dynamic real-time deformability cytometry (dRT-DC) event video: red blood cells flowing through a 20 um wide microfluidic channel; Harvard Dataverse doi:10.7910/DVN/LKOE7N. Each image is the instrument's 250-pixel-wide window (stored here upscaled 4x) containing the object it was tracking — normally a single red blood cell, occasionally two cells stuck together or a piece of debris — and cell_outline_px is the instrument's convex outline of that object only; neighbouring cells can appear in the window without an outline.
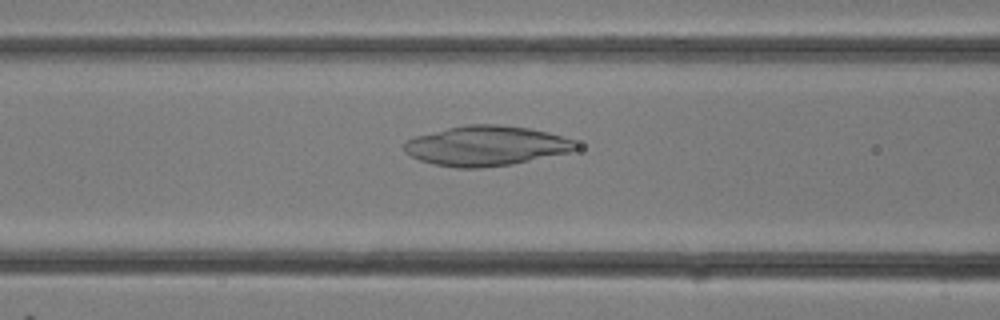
{"species": "common noctule bat (a hibernating species)", "species_latin": "Nyctalus noctula", "temperature_condition": "room temperature", "stored_images_in_passage": 16, "camera_frame_rate_fps": 3000, "um_per_image_px": 0.085, "animal": {"sex": "female"}, "frame": {"image": 1, "passage_image": 6, "time_ms": 1.667, "image_size_px": [1000, 320], "cell_outline_px": [[580, 148], [572, 152], [512, 164], [480, 168], [456, 168], [436, 164], [420, 160], [404, 152], [404, 144], [408, 140], [416, 136], [464, 124], [500, 124], [528, 128], [548, 132], [572, 140]], "centroid_in_image_um": [41.35, 12.39], "position_along_channel_um": 125.3, "area_um2": 39.82}}
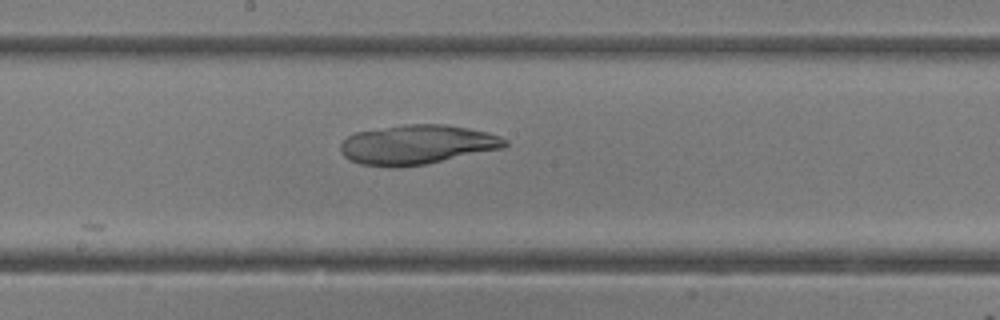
{"frame": {"image": 2, "passage_image": 10, "time_ms": 3.0, "image_size_px": [1000, 320], "cell_outline_px": [[508, 144], [504, 148], [428, 164], [400, 168], [388, 168], [360, 164], [348, 160], [340, 152], [340, 144], [348, 136], [356, 132], [404, 124], [444, 124], [468, 128], [488, 132], [500, 136], [508, 140]], "centroid_in_image_um": [35.45, 12.31], "position_along_channel_um": 212.7, "area_um2": 38.38}}
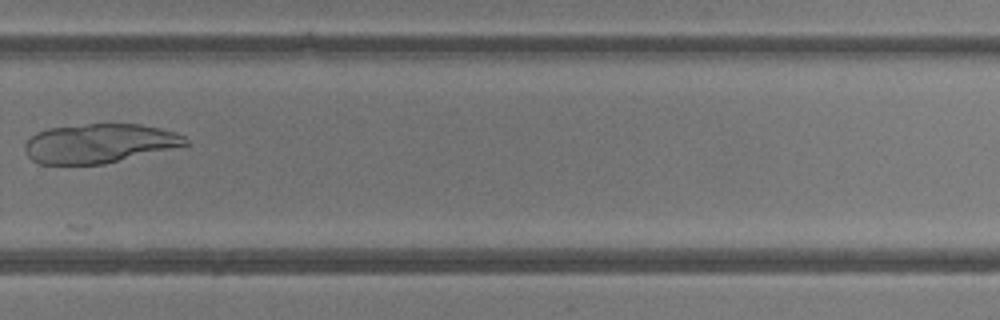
{"frame": {"image": 3, "passage_image": 15, "time_ms": 4.667, "image_size_px": [1000, 320], "cell_outline_px": [[188, 144], [172, 148], [104, 164], [40, 164], [32, 160], [28, 156], [24, 148], [24, 144], [36, 132], [48, 128], [88, 124], [140, 124], [160, 128], [176, 132], [184, 136], [188, 140]], "centroid_in_image_um": [8.41, 12.18], "position_along_channel_um": 321.4, "area_um2": 36.47}}